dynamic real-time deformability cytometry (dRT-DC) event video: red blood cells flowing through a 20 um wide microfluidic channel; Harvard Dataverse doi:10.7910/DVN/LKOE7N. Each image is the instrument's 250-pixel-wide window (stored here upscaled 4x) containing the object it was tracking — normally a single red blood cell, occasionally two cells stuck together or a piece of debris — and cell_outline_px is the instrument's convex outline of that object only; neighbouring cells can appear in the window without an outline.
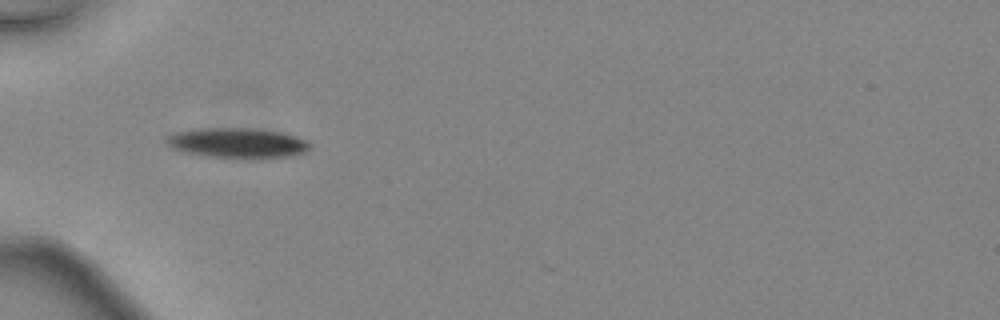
{"species": "common noctule bat (a hibernating species)", "species_latin": "Nyctalus noctula", "temperature_condition": "warm", "stored_images_in_passage": 31, "camera_frame_rate_fps": 3000, "um_per_image_px": 0.085, "animal": {"sex": "female", "body_mass_g": 24.6, "forearm_length_mm": 56.2}, "frame": {"image": 1, "passage_image": 1, "time_ms": 0.0, "image_size_px": [1000, 320], "cell_outline_px": [[312, 144], [304, 152], [292, 156], [260, 160], [208, 156], [188, 152], [172, 148], [168, 144], [168, 136], [176, 132], [196, 128], [252, 128], [280, 132], [296, 136]], "centroid_in_image_um": [20.24, 12.17], "position_along_channel_um": 64.8, "area_um2": 25.32}}
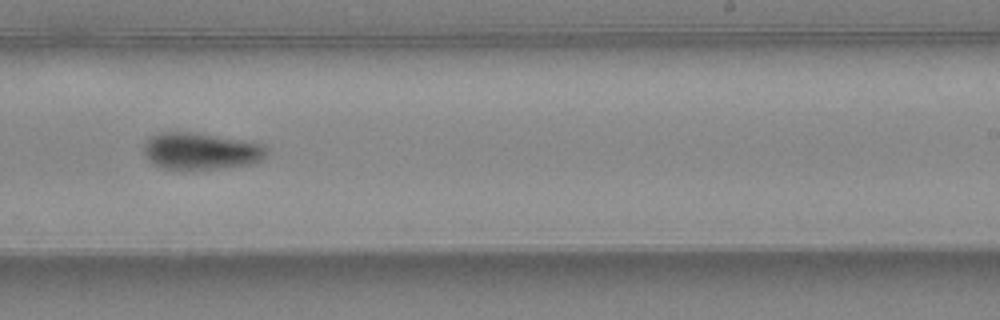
{"frame": {"image": 2, "passage_image": 15, "time_ms": 4.667, "image_size_px": [1000, 320], "cell_outline_px": [[268, 152], [264, 160], [252, 164], [216, 168], [160, 168], [152, 164], [148, 160], [144, 152], [144, 144], [152, 136], [160, 132], [192, 132], [244, 140], [264, 144], [268, 148]], "centroid_in_image_um": [17.12, 12.83], "position_along_channel_um": 271.9, "area_um2": 26.3}}
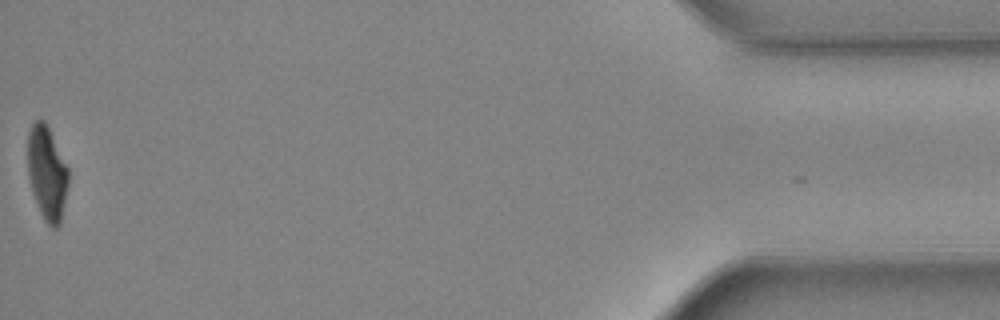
{"frame": {"image": 3, "passage_image": 31, "time_ms": 10.0, "image_size_px": [1000, 320], "cell_outline_px": [[68, 184], [60, 224], [56, 228], [52, 228], [44, 220], [40, 212], [32, 192], [28, 176], [28, 132], [32, 124], [36, 120], [44, 120], [48, 124], [68, 168]], "centroid_in_image_um": [3.99, 14.69], "position_along_channel_um": 431.2, "area_um2": 22.31}, "authors_computed_cell_mechanics": {"area_um2": 25.8366, "velocity_mm_per_s": 4.5592, "shape_relaxation_time_tau1_ms": 2.5833, "shape_relaxation_time_tau2_ms": null, "deformation_change_tau1": 0.1457, "deformation_change_tau2": null}}